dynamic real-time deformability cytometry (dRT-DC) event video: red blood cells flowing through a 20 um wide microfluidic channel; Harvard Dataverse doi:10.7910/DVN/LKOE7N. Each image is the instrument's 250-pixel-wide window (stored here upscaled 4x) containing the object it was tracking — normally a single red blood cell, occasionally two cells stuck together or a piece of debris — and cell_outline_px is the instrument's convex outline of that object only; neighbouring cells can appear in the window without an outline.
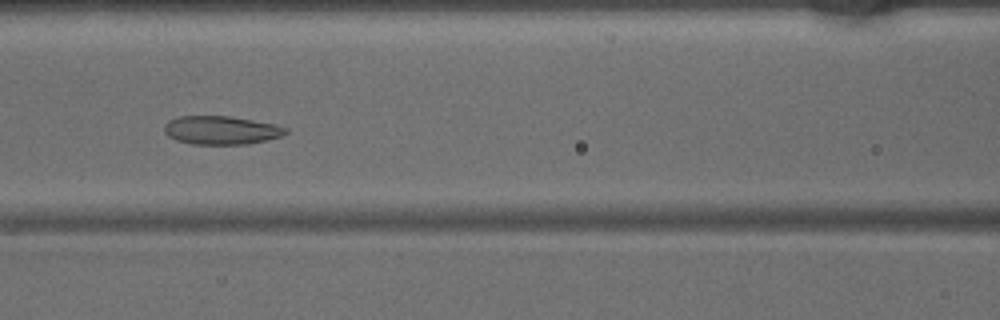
{"species": "common noctule bat (a hibernating species)", "species_latin": "Nyctalus noctula", "temperature_condition": "warm", "stored_images_in_passage": 32, "camera_frame_rate_fps": 3000, "um_per_image_px": 0.085, "animal": {"sex": "male", "body_mass_g": 15.6}, "frame": {"image": 1, "passage_image": 6, "time_ms": 1.667, "image_size_px": [1000, 320], "cell_outline_px": [[288, 132], [280, 136], [248, 144], [192, 144], [176, 140], [168, 136], [164, 132], [164, 124], [168, 120], [180, 116], [228, 116], [276, 124], [288, 128]], "centroid_in_image_um": [18.77, 11.06], "position_along_channel_um": 147.8, "area_um2": 20.11}}
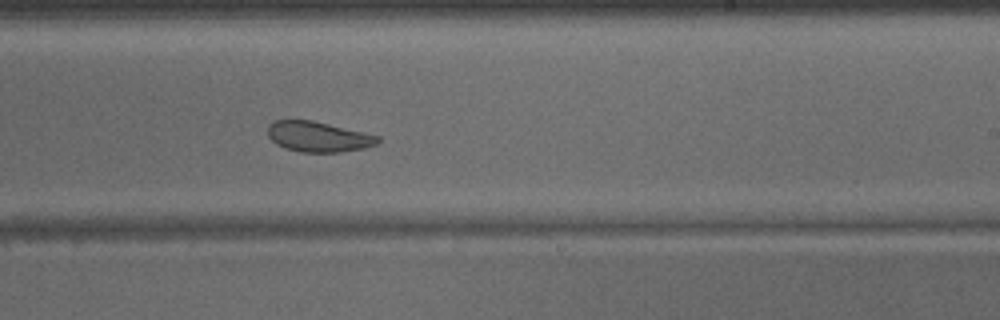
{"frame": {"image": 2, "passage_image": 14, "time_ms": 4.333, "image_size_px": [1000, 320], "cell_outline_px": [[380, 140], [376, 144], [364, 148], [340, 152], [300, 152], [284, 148], [276, 144], [268, 136], [268, 124], [276, 120], [312, 120], [380, 136]], "centroid_in_image_um": [27.03, 11.62], "position_along_channel_um": 262.0, "area_um2": 19.42}}
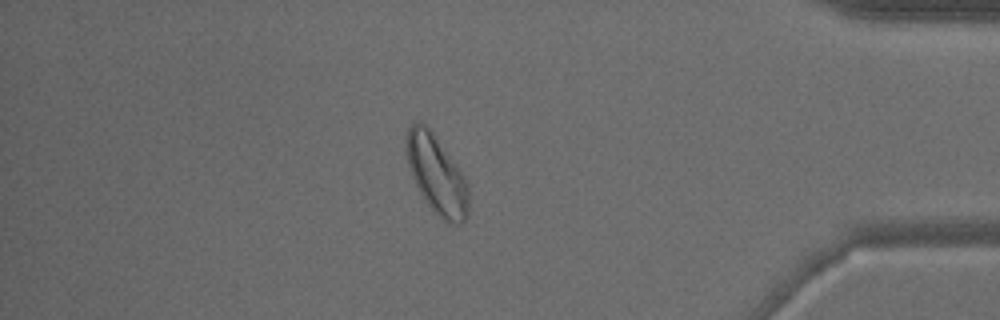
{"frame": {"image": 3, "passage_image": 26, "time_ms": 8.333, "image_size_px": [1000, 320], "cell_outline_px": [[468, 216], [460, 224], [444, 220], [428, 204], [416, 184], [412, 176], [408, 164], [404, 144], [408, 128], [416, 120], [420, 120], [432, 132], [464, 176], [468, 184]], "centroid_in_image_um": [37.09, 14.8], "position_along_channel_um": 398.1, "area_um2": 27.98}}